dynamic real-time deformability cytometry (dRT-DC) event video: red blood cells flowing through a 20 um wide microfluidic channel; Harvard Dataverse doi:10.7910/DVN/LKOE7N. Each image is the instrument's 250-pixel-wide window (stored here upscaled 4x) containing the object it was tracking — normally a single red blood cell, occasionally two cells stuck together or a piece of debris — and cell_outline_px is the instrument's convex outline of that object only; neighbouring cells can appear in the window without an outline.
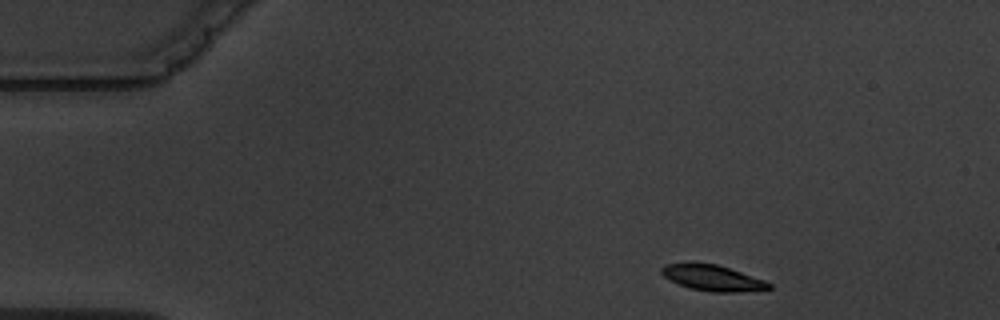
{"species": "common noctule bat (a hibernating species)", "species_latin": "Nyctalus noctula", "temperature_condition": "warm", "stored_images_in_passage": 5, "camera_frame_rate_fps": 3000, "um_per_image_px": 0.085, "animal": {"sex": "male", "body_mass_g": 19.5, "forearm_length_mm": 54.6}, "frame": {"image": 1, "passage_image": 1, "time_ms": 0.0, "image_size_px": [1000, 320], "cell_outline_px": [[772, 288], [736, 292], [712, 292], [688, 288], [664, 276], [660, 272], [660, 268], [664, 264], [692, 260], [716, 264], [764, 280], [772, 284]], "centroid_in_image_um": [60.48, 23.58], "position_along_channel_um": 24.5, "area_um2": 16.42}}
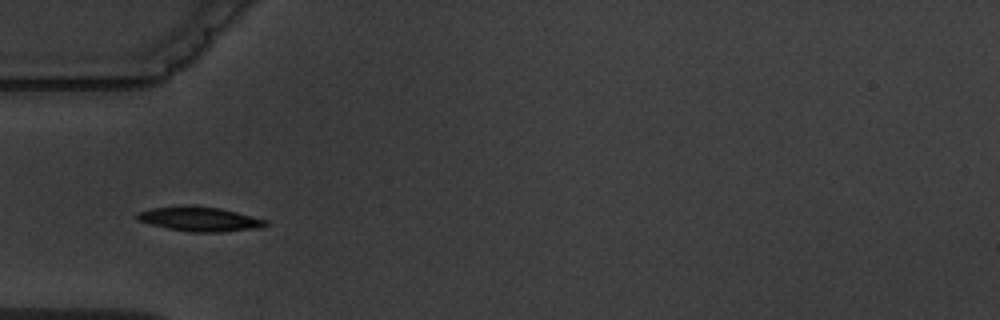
{"frame": {"image": 2, "passage_image": 4, "time_ms": 3.333, "image_size_px": [1000, 320], "cell_outline_px": [[268, 224], [260, 228], [220, 232], [192, 232], [168, 228], [136, 220], [136, 212], [152, 208], [180, 204], [188, 204], [220, 208], [268, 220]], "centroid_in_image_um": [16.94, 18.6], "position_along_channel_um": 68.1, "area_um2": 18.55}}